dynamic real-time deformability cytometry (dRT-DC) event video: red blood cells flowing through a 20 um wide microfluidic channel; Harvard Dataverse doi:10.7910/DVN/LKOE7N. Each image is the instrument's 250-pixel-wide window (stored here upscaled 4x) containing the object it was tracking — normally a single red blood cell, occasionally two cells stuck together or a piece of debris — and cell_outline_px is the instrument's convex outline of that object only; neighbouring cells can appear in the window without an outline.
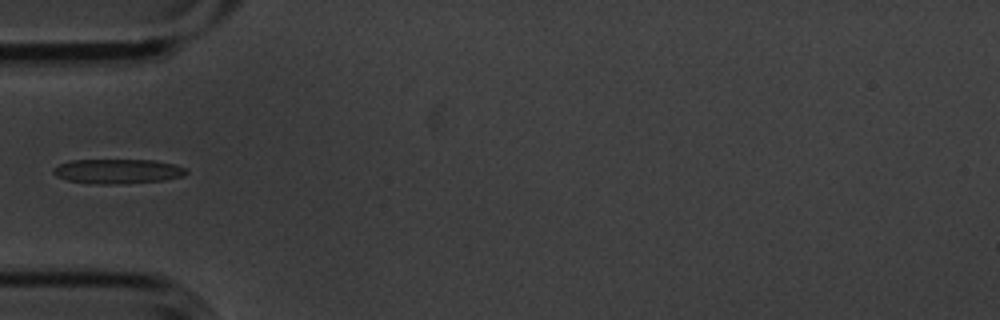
{"species": "common noctule bat (a hibernating species)", "species_latin": "Nyctalus noctula", "temperature_condition": "cold", "stored_images_in_passage": 4, "camera_frame_rate_fps": 3000, "um_per_image_px": 0.085, "animal": {"sex": "male", "body_mass_g": 20.1, "forearm_length_mm": 53.5}, "frame": {"image": 1, "passage_image": 4, "time_ms": 1.0, "image_size_px": [1000, 320], "cell_outline_px": [[188, 172], [184, 176], [164, 180], [120, 184], [92, 184], [68, 180], [56, 176], [52, 172], [52, 168], [60, 164], [72, 160], [156, 160], [176, 164], [184, 168]], "centroid_in_image_um": [10.01, 14.56], "position_along_channel_um": 75.0, "area_um2": 19.19}}